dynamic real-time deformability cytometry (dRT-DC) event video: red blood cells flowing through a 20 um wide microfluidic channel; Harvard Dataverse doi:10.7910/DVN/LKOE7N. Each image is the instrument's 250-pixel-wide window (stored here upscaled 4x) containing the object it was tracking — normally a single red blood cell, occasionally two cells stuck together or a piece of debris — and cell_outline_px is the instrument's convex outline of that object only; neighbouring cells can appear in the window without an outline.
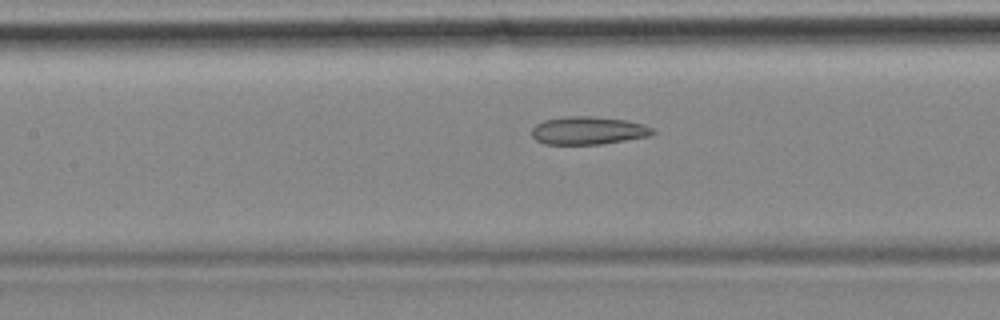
{"species": "common noctule bat (a hibernating species)", "species_latin": "Nyctalus noctula", "temperature_condition": "cold", "stored_images_in_passage": 57, "camera_frame_rate_fps": 3000, "um_per_image_px": 0.085, "animal": {"sex": "female", "body_mass_g": 18.4}, "frame": {"image": 1, "passage_image": 25, "time_ms": 8.0, "image_size_px": [1000, 320], "cell_outline_px": [[656, 132], [648, 136], [600, 144], [544, 144], [536, 140], [532, 136], [532, 128], [536, 124], [544, 120], [564, 116], [592, 116], [624, 120], [644, 124], [656, 128]], "centroid_in_image_um": [50.0, 11.09], "position_along_channel_um": 157.4, "area_um2": 19.71}, "authors_computed_cell_mechanics": {"area_um2": 22.4264, "velocity_mm_per_s": 3.5106, "shape_relaxation_time_tau1_ms": null, "shape_relaxation_time_tau2_ms": 4.0614, "deformation_change_tau1": null, "deformation_change_tau2": 0.1181}}